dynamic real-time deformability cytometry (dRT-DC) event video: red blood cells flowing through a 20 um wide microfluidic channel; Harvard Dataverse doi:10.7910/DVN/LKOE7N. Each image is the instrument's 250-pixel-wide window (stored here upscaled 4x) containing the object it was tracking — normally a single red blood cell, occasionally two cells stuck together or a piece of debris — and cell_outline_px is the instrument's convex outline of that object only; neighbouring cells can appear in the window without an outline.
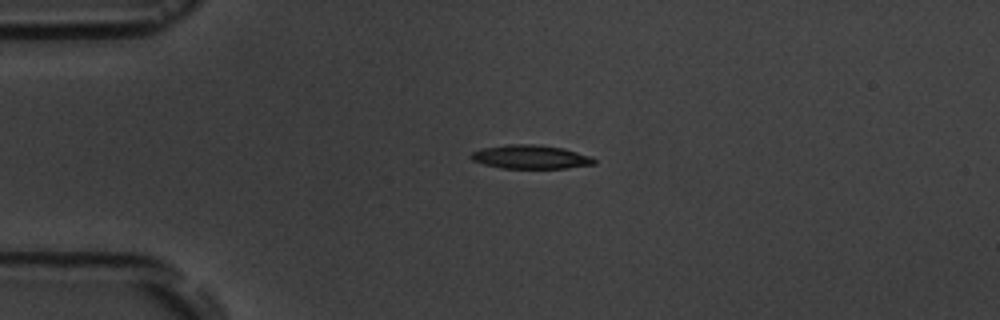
{"species": "common noctule bat (a hibernating species)", "species_latin": "Nyctalus noctula", "temperature_condition": "room temperature", "stored_images_in_passage": 3, "camera_frame_rate_fps": 3000, "um_per_image_px": 0.085, "animal": {"sex": "male", "body_mass_g": 19.5, "forearm_length_mm": 54.6}, "frame": {"image": 1, "passage_image": 3, "time_ms": 2.333, "image_size_px": [1000, 320], "cell_outline_px": [[596, 164], [568, 168], [500, 168], [484, 164], [472, 160], [468, 156], [472, 152], [484, 148], [508, 144], [536, 144], [564, 148], [592, 156], [596, 160]], "centroid_in_image_um": [45.13, 13.34], "position_along_channel_um": 39.9, "area_um2": 17.17}}